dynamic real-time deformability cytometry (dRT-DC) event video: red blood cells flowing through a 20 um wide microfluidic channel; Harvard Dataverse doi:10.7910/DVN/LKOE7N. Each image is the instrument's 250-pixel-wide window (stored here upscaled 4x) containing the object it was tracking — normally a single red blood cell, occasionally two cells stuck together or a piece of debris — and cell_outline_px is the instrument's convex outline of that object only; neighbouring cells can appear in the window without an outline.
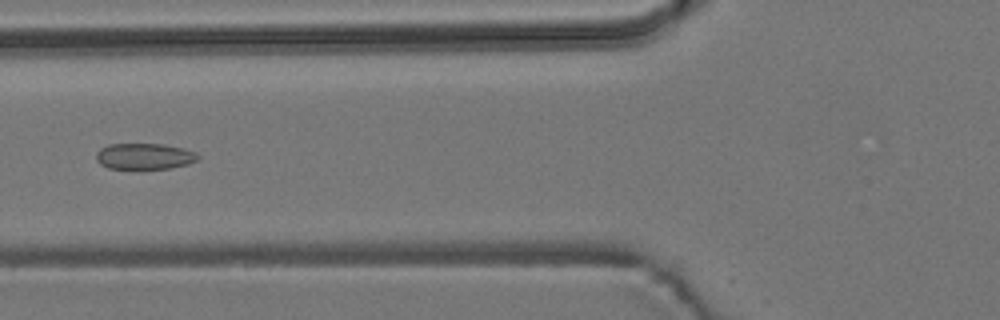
{"species": "common noctule bat (a hibernating species)", "species_latin": "Nyctalus noctula", "temperature_condition": "room temperature", "stored_images_in_passage": 7, "camera_frame_rate_fps": 3000, "um_per_image_px": 0.085, "animal": {"sex": "male", "body_mass_g": 19.2, "forearm_length_mm": 51.8}, "frame": {"image": 1, "passage_image": 7, "time_ms": 8.0, "image_size_px": [1000, 320], "cell_outline_px": [[200, 156], [196, 160], [188, 164], [168, 168], [108, 168], [100, 164], [96, 160], [96, 152], [100, 148], [108, 144], [164, 144], [196, 152]], "centroid_in_image_um": [12.24, 13.27], "position_along_channel_um": 113.6, "area_um2": 15.32}}